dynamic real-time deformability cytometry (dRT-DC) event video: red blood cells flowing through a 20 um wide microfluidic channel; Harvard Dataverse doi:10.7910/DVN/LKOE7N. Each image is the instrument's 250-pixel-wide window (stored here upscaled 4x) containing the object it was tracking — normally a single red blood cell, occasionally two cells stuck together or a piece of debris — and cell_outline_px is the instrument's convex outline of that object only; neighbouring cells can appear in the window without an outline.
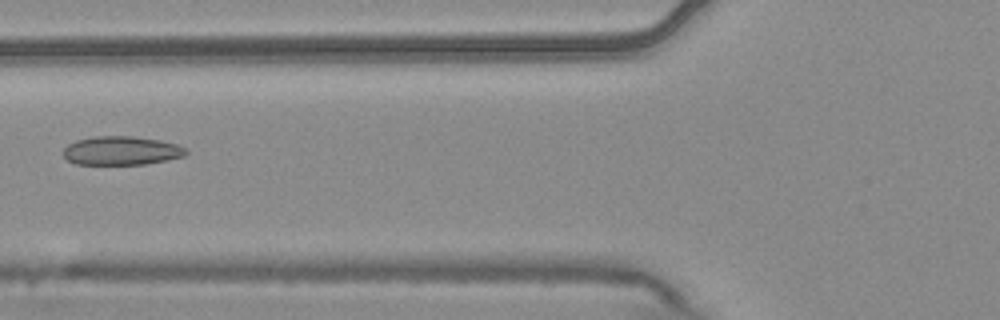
{"species": "common noctule bat (a hibernating species)", "species_latin": "Nyctalus noctula", "temperature_condition": "warm", "stored_images_in_passage": 5, "camera_frame_rate_fps": 3000, "um_per_image_px": 0.085, "animal": {"sex": "male", "body_mass_g": 20.4}, "frame": {"image": 1, "passage_image": 5, "time_ms": 1.333, "image_size_px": [1000, 320], "cell_outline_px": [[188, 152], [184, 156], [144, 164], [76, 164], [68, 160], [64, 156], [64, 148], [68, 144], [76, 140], [96, 136], [132, 136], [160, 140], [176, 144], [184, 148]], "centroid_in_image_um": [10.3, 12.8], "position_along_channel_um": 115.5, "area_um2": 20.35}}